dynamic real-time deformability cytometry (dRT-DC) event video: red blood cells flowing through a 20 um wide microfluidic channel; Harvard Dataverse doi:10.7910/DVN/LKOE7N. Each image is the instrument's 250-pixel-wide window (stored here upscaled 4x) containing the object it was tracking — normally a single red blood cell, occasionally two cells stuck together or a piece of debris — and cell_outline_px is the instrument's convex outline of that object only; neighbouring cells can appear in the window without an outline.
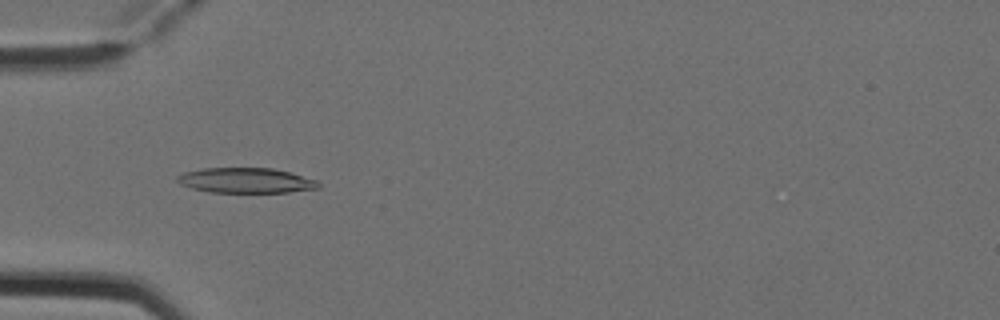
{"species": "Egyptian fruit bat (a non-hibernating species)", "species_latin": "Rousettus aegyptiacus", "temperature_condition": "cold", "stored_images_in_passage": 6, "camera_frame_rate_fps": 3000, "um_per_image_px": 0.085, "animal": {"sex": "female"}, "frame": {"image": 1, "passage_image": 3, "time_ms": 0.667, "image_size_px": [1000, 320], "cell_outline_px": [[320, 188], [288, 192], [208, 192], [192, 188], [180, 184], [176, 180], [176, 176], [184, 172], [204, 168], [272, 168], [288, 172], [316, 180], [320, 184]], "centroid_in_image_um": [20.87, 15.34], "position_along_channel_um": 64.1, "area_um2": 20.58}}
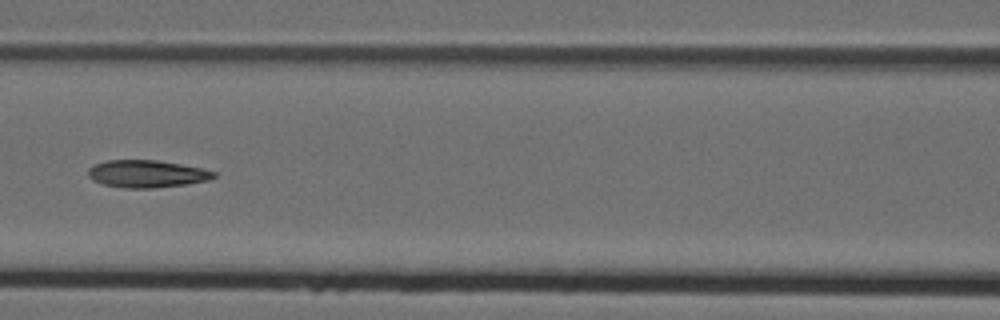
{"frame": {"image": 2, "passage_image": 5, "time_ms": 1.333, "image_size_px": [1000, 320], "cell_outline_px": [[216, 176], [208, 180], [184, 184], [152, 188], [128, 188], [104, 184], [92, 180], [88, 176], [88, 168], [96, 164], [108, 160], [156, 160], [180, 164], [200, 168], [216, 172]], "centroid_in_image_um": [12.46, 14.77], "position_along_channel_um": 154.1, "area_um2": 19.77}}
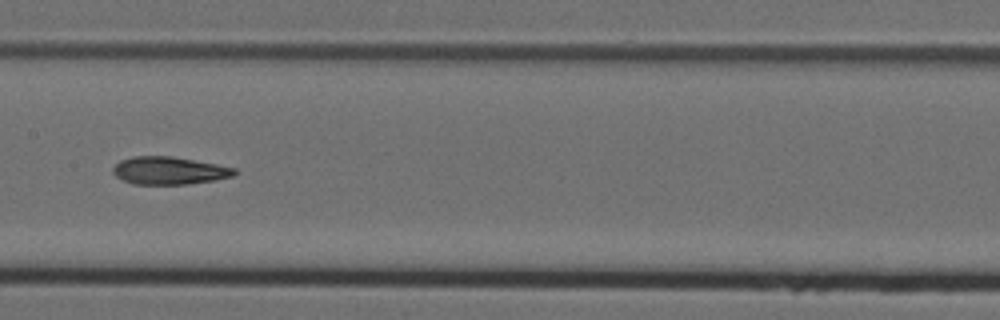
{"frame": {"image": 3, "passage_image": 6, "time_ms": 1.667, "image_size_px": [1000, 320], "cell_outline_px": [[236, 172], [232, 176], [216, 180], [188, 184], [132, 184], [116, 176], [112, 172], [112, 168], [120, 160], [132, 156], [172, 156], [216, 164], [236, 168]], "centroid_in_image_um": [14.36, 14.5], "position_along_channel_um": 193.0, "area_um2": 19.59}}